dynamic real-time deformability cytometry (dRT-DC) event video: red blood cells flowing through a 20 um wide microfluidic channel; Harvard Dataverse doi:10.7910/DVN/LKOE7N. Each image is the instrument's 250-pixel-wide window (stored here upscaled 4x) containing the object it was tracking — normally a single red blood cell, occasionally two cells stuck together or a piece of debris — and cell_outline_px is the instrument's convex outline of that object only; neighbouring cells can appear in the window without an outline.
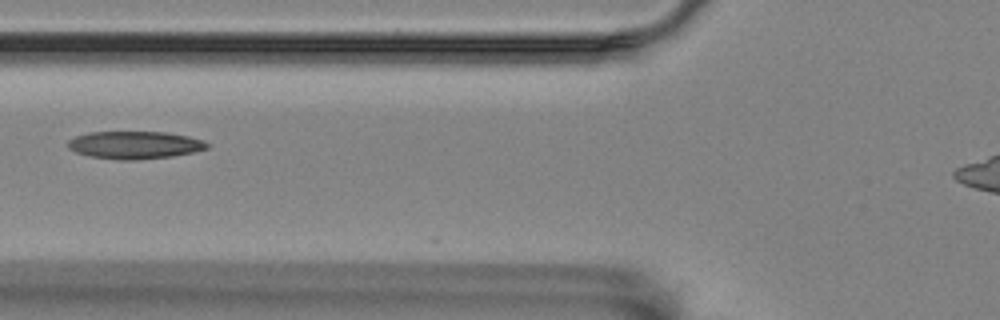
{"species": "Egyptian fruit bat (a non-hibernating species)", "species_latin": "Rousettus aegyptiacus", "temperature_condition": "room temperature", "stored_images_in_passage": 11, "camera_frame_rate_fps": 3000, "um_per_image_px": 0.085, "animal": {"sex": "female"}, "frame": {"image": 1, "passage_image": 3, "time_ms": 0.667, "image_size_px": [1000, 320], "cell_outline_px": [[208, 148], [192, 152], [172, 156], [136, 160], [116, 160], [92, 156], [76, 152], [68, 148], [68, 140], [76, 136], [88, 132], [164, 132], [188, 136], [204, 140], [208, 144]], "centroid_in_image_um": [11.44, 12.32], "position_along_channel_um": 114.4, "area_um2": 22.31}}
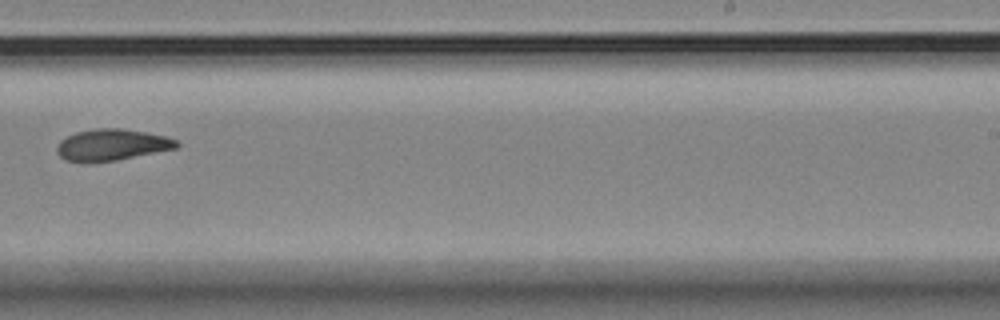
{"frame": {"image": 2, "passage_image": 7, "time_ms": 2.0, "image_size_px": [1000, 320], "cell_outline_px": [[180, 144], [176, 148], [116, 160], [64, 160], [56, 152], [56, 144], [60, 140], [76, 132], [96, 128], [120, 128], [144, 132], [164, 136], [176, 140]], "centroid_in_image_um": [9.49, 12.28], "position_along_channel_um": 279.5, "area_um2": 21.33}}
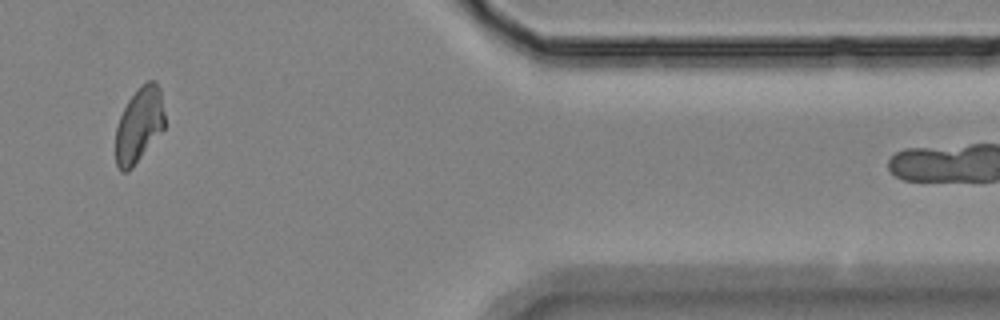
{"frame": {"image": 3, "passage_image": 10, "time_ms": 3.0, "image_size_px": [1000, 320], "cell_outline_px": [[164, 128], [132, 168], [128, 172], [120, 172], [116, 164], [116, 128], [120, 116], [128, 100], [148, 80], [156, 80], [160, 88], [164, 112]], "centroid_in_image_um": [11.82, 10.64], "position_along_channel_um": 399.6, "area_um2": 21.21}}